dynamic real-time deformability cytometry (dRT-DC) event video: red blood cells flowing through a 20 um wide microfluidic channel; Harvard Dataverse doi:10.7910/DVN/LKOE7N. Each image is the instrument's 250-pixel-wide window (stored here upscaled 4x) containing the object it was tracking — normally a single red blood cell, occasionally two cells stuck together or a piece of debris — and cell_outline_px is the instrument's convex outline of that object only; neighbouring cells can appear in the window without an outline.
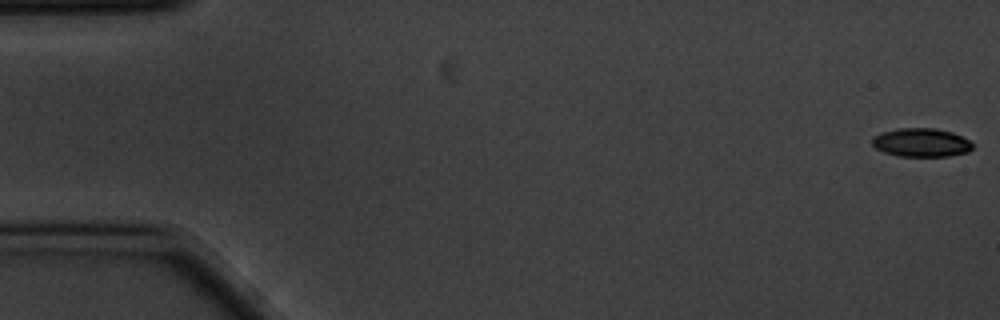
{"species": "common noctule bat (a hibernating species)", "species_latin": "Nyctalus noctula", "temperature_condition": "cold", "stored_images_in_passage": 57, "camera_frame_rate_fps": 3000, "um_per_image_px": 0.085, "animal": {"sex": "male", "body_mass_g": 20.1, "forearm_length_mm": 53.5}, "frame": {"image": 1, "passage_image": 1, "time_ms": 0.0, "image_size_px": [1000, 320], "cell_outline_px": [[972, 148], [968, 152], [948, 156], [900, 156], [884, 152], [876, 148], [872, 144], [872, 136], [880, 132], [900, 128], [936, 128], [952, 132], [968, 140], [972, 144]], "centroid_in_image_um": [78.27, 12.11], "position_along_channel_um": 6.7, "area_um2": 16.7}}
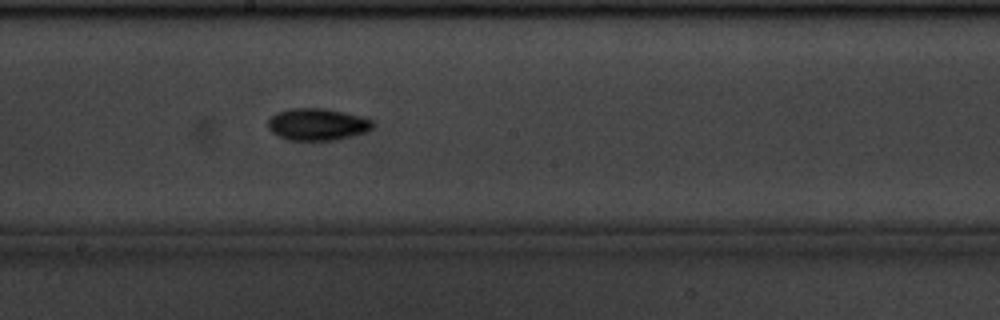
{"frame": {"image": 2, "passage_image": 31, "time_ms": 10.0, "image_size_px": [1000, 320], "cell_outline_px": [[372, 128], [364, 132], [352, 136], [336, 140], [288, 140], [276, 136], [268, 128], [268, 120], [276, 112], [288, 108], [324, 108], [344, 112], [360, 116], [372, 120]], "centroid_in_image_um": [26.93, 10.57], "position_along_channel_um": 221.3, "area_um2": 19.59}}
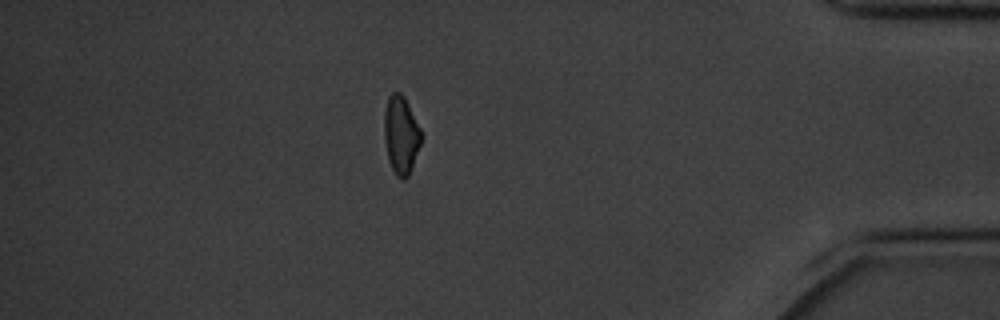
{"frame": {"image": 3, "passage_image": 50, "time_ms": 16.333, "image_size_px": [1000, 320], "cell_outline_px": [[420, 144], [408, 176], [404, 180], [400, 180], [396, 176], [388, 160], [384, 140], [384, 112], [388, 96], [392, 92], [400, 92], [404, 96], [420, 128]], "centroid_in_image_um": [34.05, 11.46], "position_along_channel_um": 401.2, "area_um2": 16.7}, "authors_computed_cell_mechanics": {"area_um2": 17.34, "velocity_mm_per_s": 3.4954, "shape_relaxation_time_tau1_ms": 2.3318, "shape_relaxation_time_tau2_ms": null, "deformation_change_tau1": 0.0896, "deformation_change_tau2": null}}